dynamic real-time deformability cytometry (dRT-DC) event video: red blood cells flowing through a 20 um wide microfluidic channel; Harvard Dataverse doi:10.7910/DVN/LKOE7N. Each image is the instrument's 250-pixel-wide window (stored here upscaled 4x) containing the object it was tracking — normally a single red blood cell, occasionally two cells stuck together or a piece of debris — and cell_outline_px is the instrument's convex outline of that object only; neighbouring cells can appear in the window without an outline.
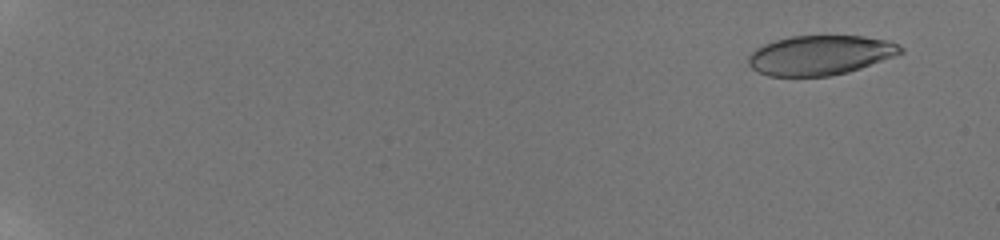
{"species": "human", "species_latin": "Homo sapiens", "temperature_condition": "room temperature", "stored_images_in_passage": 15, "camera_frame_rate_fps": 3000, "um_per_image_px": 0.085, "donor": {"sex": "male"}, "frame": {"image": 1, "passage_image": 2, "time_ms": 1.0, "image_size_px": [1000, 240], "cell_outline_px": [[904, 52], [860, 68], [848, 72], [828, 76], [768, 76], [752, 68], [748, 64], [748, 56], [756, 48], [764, 44], [776, 40], [792, 36], [864, 36], [888, 40], [904, 48]], "centroid_in_image_um": [69.71, 4.69], "position_along_channel_um": 15.3, "area_um2": 34.91}}
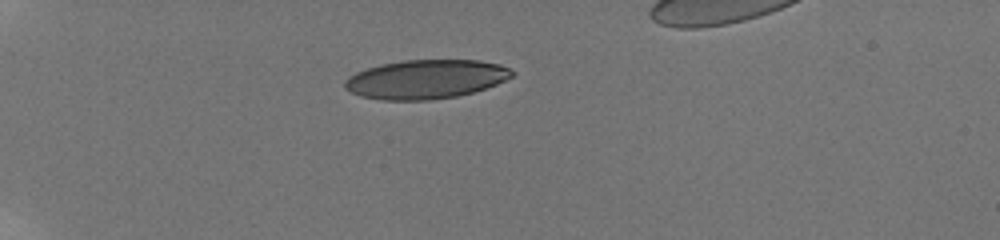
{"frame": {"image": 2, "passage_image": 7, "time_ms": 6.0, "image_size_px": [1000, 240], "cell_outline_px": [[516, 72], [512, 76], [496, 84], [472, 92], [456, 96], [428, 100], [380, 100], [360, 96], [344, 88], [344, 80], [356, 72], [380, 64], [404, 60], [480, 60], [500, 64]], "centroid_in_image_um": [36.18, 6.73], "position_along_channel_um": 48.8, "area_um2": 37.92}}
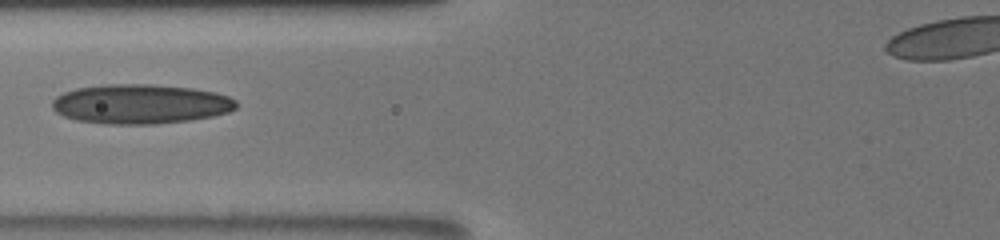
{"frame": {"image": 3, "passage_image": 11, "time_ms": 9.0, "image_size_px": [1000, 240], "cell_outline_px": [[236, 108], [228, 112], [212, 116], [188, 120], [156, 124], [108, 124], [76, 120], [64, 116], [56, 112], [52, 108], [52, 100], [56, 96], [64, 92], [76, 88], [108, 84], [152, 84], [192, 88], [216, 92], [228, 96], [236, 100]], "centroid_in_image_um": [11.93, 8.84], "position_along_channel_um": 113.9, "area_um2": 42.48}}